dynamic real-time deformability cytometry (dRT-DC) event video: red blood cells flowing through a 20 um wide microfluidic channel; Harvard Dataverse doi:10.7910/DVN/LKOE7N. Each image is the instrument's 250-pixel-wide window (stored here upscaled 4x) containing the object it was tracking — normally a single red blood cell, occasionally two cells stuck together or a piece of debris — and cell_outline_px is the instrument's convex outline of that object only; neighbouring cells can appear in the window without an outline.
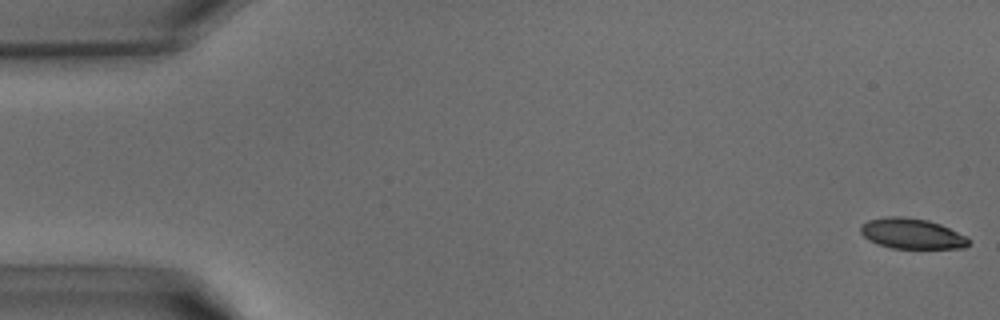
{"species": "common noctule bat (a hibernating species)", "species_latin": "Nyctalus noctula", "temperature_condition": "warm", "stored_images_in_passage": 12, "camera_frame_rate_fps": 3000, "um_per_image_px": 0.085, "animal": {"sex": "male", "body_mass_g": 15.6}, "frame": {"image": 1, "passage_image": 1, "time_ms": 0.0, "image_size_px": [1000, 320], "cell_outline_px": [[968, 244], [964, 248], [892, 248], [876, 244], [868, 240], [860, 232], [860, 224], [868, 220], [884, 216], [900, 216], [928, 220], [940, 224], [964, 236], [968, 240]], "centroid_in_image_um": [77.42, 19.85], "position_along_channel_um": 7.6, "area_um2": 19.07}}
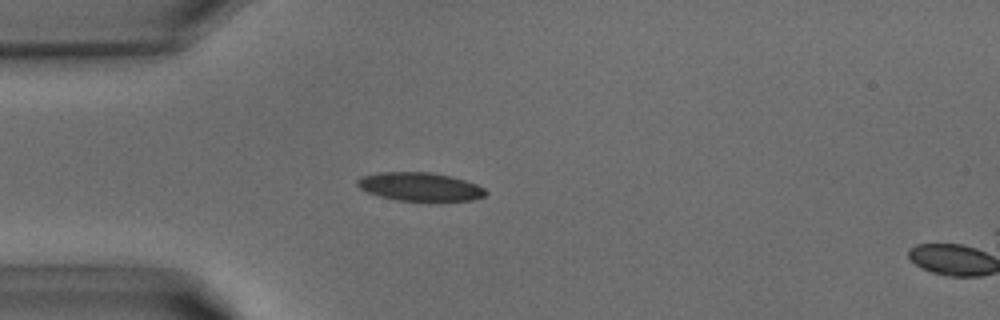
{"frame": {"image": 2, "passage_image": 11, "time_ms": 3.333, "image_size_px": [1000, 320], "cell_outline_px": [[488, 192], [484, 196], [472, 200], [436, 204], [428, 204], [396, 200], [380, 196], [368, 192], [360, 188], [356, 184], [356, 180], [360, 176], [380, 172], [428, 172], [452, 176], [476, 184], [484, 188]], "centroid_in_image_um": [35.73, 15.92], "position_along_channel_um": 49.3, "area_um2": 22.31}}